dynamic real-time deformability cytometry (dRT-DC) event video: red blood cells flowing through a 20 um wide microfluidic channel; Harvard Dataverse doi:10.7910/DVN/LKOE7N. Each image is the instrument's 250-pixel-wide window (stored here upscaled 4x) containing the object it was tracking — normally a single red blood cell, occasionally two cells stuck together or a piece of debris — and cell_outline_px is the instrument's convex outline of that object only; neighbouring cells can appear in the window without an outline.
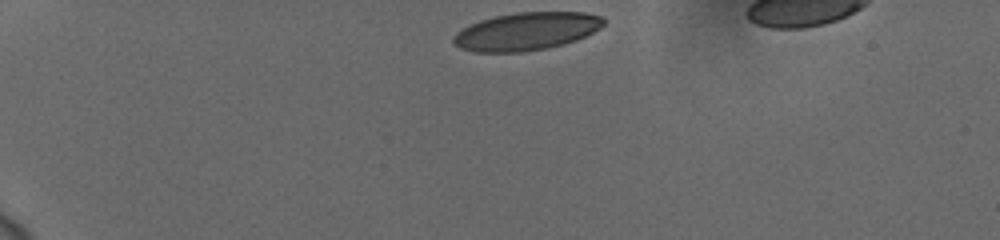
{"species": "human", "species_latin": "Homo sapiens", "temperature_condition": "cold", "stored_images_in_passage": 37, "camera_frame_rate_fps": 3000, "um_per_image_px": 0.085, "donor": {"sex": "female"}, "frame": {"image": 1, "passage_image": 1, "time_ms": 0.0, "image_size_px": [1000, 240], "cell_outline_px": [[604, 24], [600, 28], [576, 40], [564, 44], [548, 48], [524, 52], [476, 52], [460, 48], [452, 40], [452, 36], [456, 32], [480, 20], [496, 16], [516, 12], [584, 12], [604, 16]], "centroid_in_image_um": [44.76, 2.66], "position_along_channel_um": 40.2, "area_um2": 33.12}}
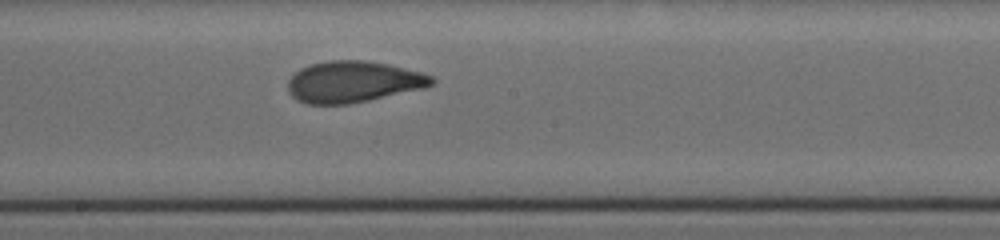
{"frame": {"image": 2, "passage_image": 21, "time_ms": 6.667, "image_size_px": [1000, 240], "cell_outline_px": [[436, 80], [432, 84], [424, 88], [368, 100], [348, 104], [308, 104], [296, 100], [288, 92], [288, 80], [300, 68], [308, 64], [332, 60], [364, 60], [388, 64], [420, 72], [432, 76]], "centroid_in_image_um": [29.99, 6.95], "position_along_channel_um": 218.2, "area_um2": 34.56}}
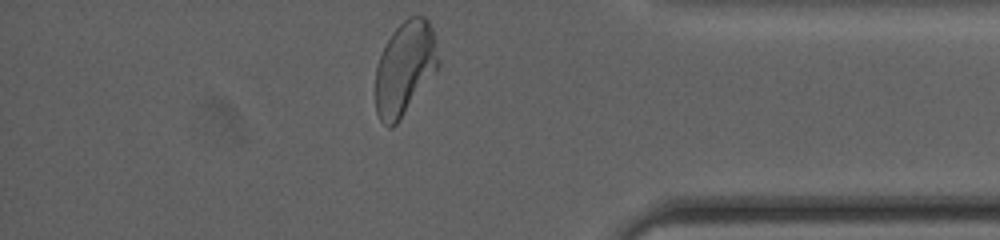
{"frame": {"image": 3, "passage_image": 37, "time_ms": 12.0, "image_size_px": [1000, 240], "cell_outline_px": [[440, 68], [396, 124], [392, 128], [388, 128], [380, 120], [376, 112], [376, 68], [380, 56], [392, 32], [408, 16], [424, 16], [428, 20], [432, 28], [440, 60]], "centroid_in_image_um": [34.44, 5.81], "position_along_channel_um": 400.8, "area_um2": 34.39}, "authors_computed_cell_mechanics": {"area_um2": 34.391, "velocity_mm_per_s": 3.7153, "shape_relaxation_time_tau1_ms": 5.7653, "shape_relaxation_time_tau2_ms": 0.8769, "deformation_change_tau1": 0.1886, "deformation_change_tau2": 0.0639}}